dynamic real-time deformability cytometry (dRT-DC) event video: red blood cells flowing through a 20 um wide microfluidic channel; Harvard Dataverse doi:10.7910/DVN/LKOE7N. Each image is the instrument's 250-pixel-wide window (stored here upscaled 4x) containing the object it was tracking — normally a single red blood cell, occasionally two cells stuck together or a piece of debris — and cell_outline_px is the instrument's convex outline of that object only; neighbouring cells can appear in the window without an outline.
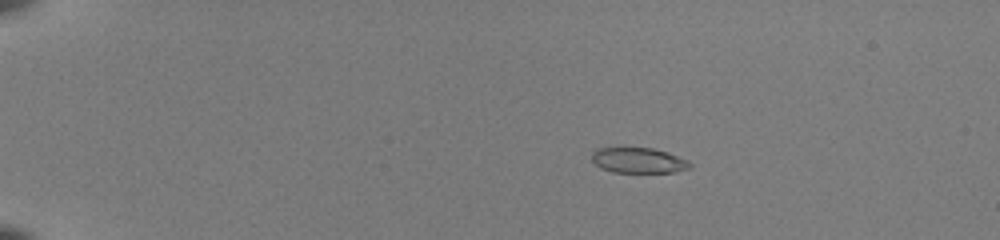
{"species": "common noctule bat (a hibernating species)", "species_latin": "Nyctalus noctula", "temperature_condition": "room temperature", "stored_images_in_passage": 44, "camera_frame_rate_fps": 3000, "um_per_image_px": 0.085, "animal": {"sex": "female", "body_mass_g": 22.0, "forearm_length_mm": 56.7}, "frame": {"image": 1, "passage_image": 2, "time_ms": 0.333, "image_size_px": [1000, 240], "cell_outline_px": [[692, 168], [676, 172], [612, 172], [600, 168], [592, 160], [592, 152], [600, 148], [624, 144], [652, 148], [668, 152], [688, 160], [692, 164]], "centroid_in_image_um": [54.25, 13.58], "position_along_channel_um": 30.7, "area_um2": 15.32}}
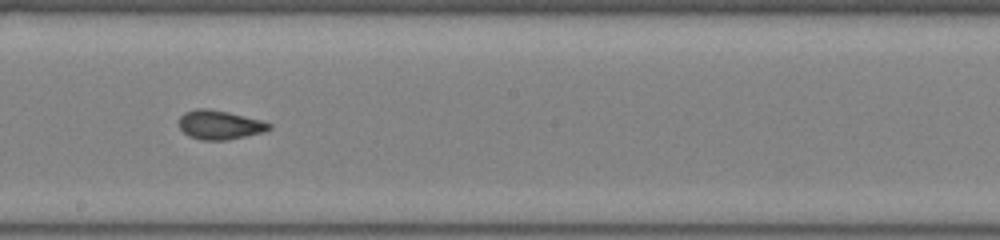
{"frame": {"image": 2, "passage_image": 24, "time_ms": 7.667, "image_size_px": [1000, 240], "cell_outline_px": [[272, 128], [264, 132], [224, 140], [200, 140], [188, 136], [180, 128], [180, 116], [184, 112], [196, 108], [208, 108], [228, 112], [260, 120], [272, 124]], "centroid_in_image_um": [18.66, 10.61], "position_along_channel_um": 229.5, "area_um2": 15.2}}
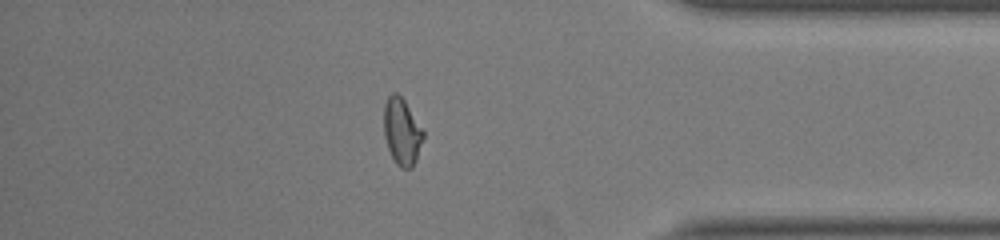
{"frame": {"image": 3, "passage_image": 38, "time_ms": 12.333, "image_size_px": [1000, 240], "cell_outline_px": [[424, 136], [416, 160], [412, 168], [400, 168], [396, 164], [388, 148], [384, 136], [384, 104], [388, 96], [392, 92], [396, 92], [404, 100], [424, 132]], "centroid_in_image_um": [34.15, 11.19], "position_along_channel_um": 401.1, "area_um2": 15.2}, "authors_computed_cell_mechanics": {"area_um2": 15.2881, "velocity_mm_per_s": 4.0166, "shape_relaxation_time_tau1_ms": 7.7448, "shape_relaxation_time_tau2_ms": 1.0113, "deformation_change_tau1": 0.2185, "deformation_change_tau2": 0.0556}}